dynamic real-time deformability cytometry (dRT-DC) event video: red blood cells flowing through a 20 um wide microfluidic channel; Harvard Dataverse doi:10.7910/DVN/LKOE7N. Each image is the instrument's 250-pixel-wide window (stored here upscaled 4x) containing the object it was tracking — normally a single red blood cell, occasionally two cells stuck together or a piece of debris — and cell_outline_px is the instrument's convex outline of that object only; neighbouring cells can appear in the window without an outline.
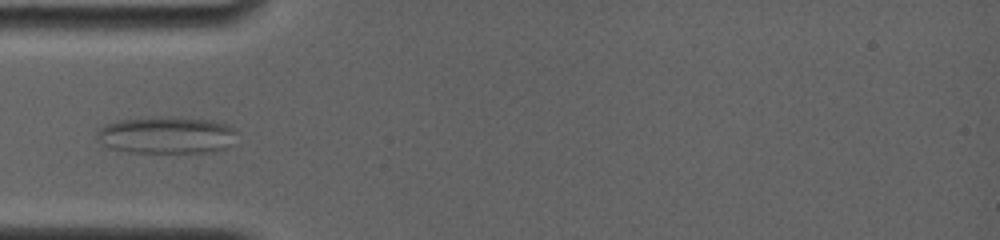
{"species": "common noctule bat (a hibernating species)", "species_latin": "Nyctalus noctula", "temperature_condition": "room temperature", "stored_images_in_passage": 8, "camera_frame_rate_fps": 4000, "um_per_image_px": 0.085, "animal": {"sex": "female", "body_mass_g": 19.0, "forearm_length_mm": 56.7}, "frame": {"image": 1, "passage_image": 6, "time_ms": 4.0, "image_size_px": [1000, 240], "cell_outline_px": [[240, 132], [236, 144], [216, 152], [128, 152], [108, 148], [96, 136], [96, 132], [100, 128], [108, 124], [120, 120], [152, 116], [180, 116], [212, 120], [228, 124]], "centroid_in_image_um": [14.28, 11.47], "position_along_channel_um": 70.7, "area_um2": 31.15}}